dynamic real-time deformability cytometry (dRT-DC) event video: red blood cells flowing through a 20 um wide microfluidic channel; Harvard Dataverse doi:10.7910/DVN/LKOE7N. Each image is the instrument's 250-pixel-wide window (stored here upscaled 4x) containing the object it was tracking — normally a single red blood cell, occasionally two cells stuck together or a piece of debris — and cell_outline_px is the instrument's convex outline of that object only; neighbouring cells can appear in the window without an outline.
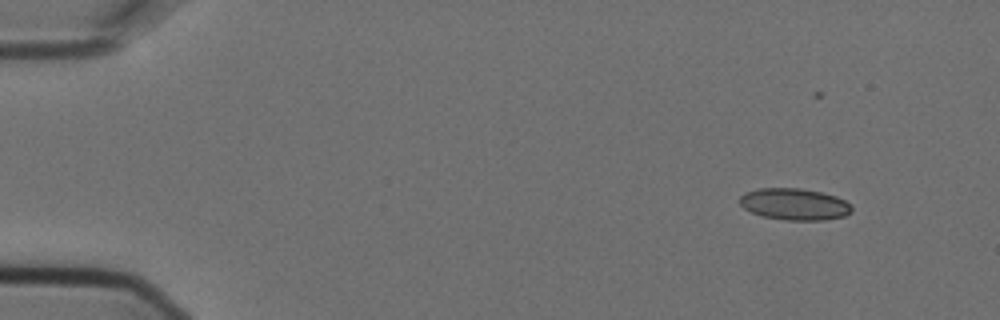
{"species": "Egyptian fruit bat (a non-hibernating species)", "species_latin": "Rousettus aegyptiacus", "temperature_condition": "cold", "stored_images_in_passage": 5, "camera_frame_rate_fps": 3000, "um_per_image_px": 0.085, "animal": {"sex": "female"}, "frame": {"image": 1, "passage_image": 2, "time_ms": 0.333, "image_size_px": [1000, 320], "cell_outline_px": [[852, 212], [844, 216], [824, 220], [784, 220], [760, 216], [744, 208], [740, 204], [740, 196], [744, 192], [756, 188], [800, 188], [820, 192], [836, 196], [844, 200], [852, 208]], "centroid_in_image_um": [67.49, 17.35], "position_along_channel_um": 17.5, "area_um2": 20.75}}
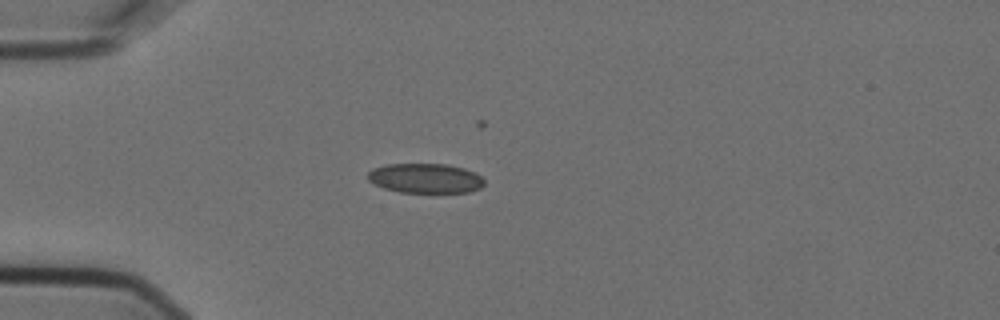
{"frame": {"image": 2, "passage_image": 5, "time_ms": 1.333, "image_size_px": [1000, 320], "cell_outline_px": [[484, 184], [480, 188], [468, 192], [400, 192], [384, 188], [368, 180], [368, 172], [372, 168], [384, 164], [444, 164], [464, 168], [476, 172], [484, 180]], "centroid_in_image_um": [36.15, 15.14], "position_along_channel_um": 48.8, "area_um2": 20.11}}